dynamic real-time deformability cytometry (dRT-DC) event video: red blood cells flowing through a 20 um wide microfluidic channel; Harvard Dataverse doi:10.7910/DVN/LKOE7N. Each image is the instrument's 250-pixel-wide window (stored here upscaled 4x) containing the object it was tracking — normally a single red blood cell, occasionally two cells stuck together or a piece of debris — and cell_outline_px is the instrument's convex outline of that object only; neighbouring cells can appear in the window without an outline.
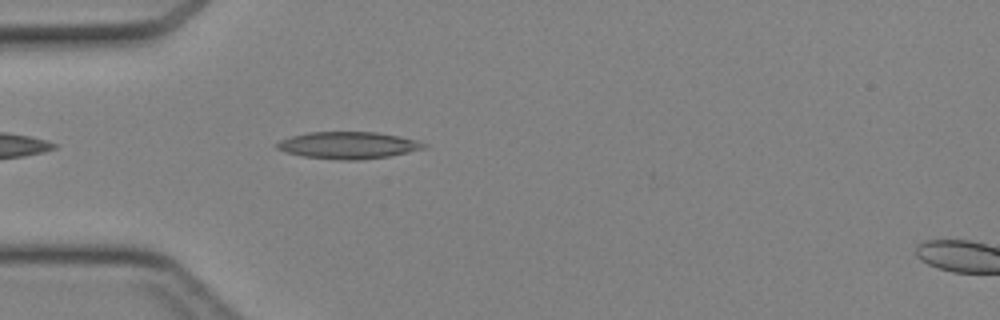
{"species": "Egyptian fruit bat (a non-hibernating species)", "species_latin": "Rousettus aegyptiacus", "temperature_condition": "cold", "stored_images_in_passage": 7, "camera_frame_rate_fps": 3000, "um_per_image_px": 0.085, "animal": {"sex": "female"}, "frame": {"image": 1, "passage_image": 3, "time_ms": 0.667, "image_size_px": [1000, 320], "cell_outline_px": [[428, 148], [388, 156], [360, 160], [340, 160], [300, 156], [284, 152], [276, 148], [276, 144], [280, 140], [292, 136], [308, 132], [376, 132], [400, 136], [416, 140], [428, 144]], "centroid_in_image_um": [29.6, 12.35], "position_along_channel_um": 55.4, "area_um2": 23.24}}